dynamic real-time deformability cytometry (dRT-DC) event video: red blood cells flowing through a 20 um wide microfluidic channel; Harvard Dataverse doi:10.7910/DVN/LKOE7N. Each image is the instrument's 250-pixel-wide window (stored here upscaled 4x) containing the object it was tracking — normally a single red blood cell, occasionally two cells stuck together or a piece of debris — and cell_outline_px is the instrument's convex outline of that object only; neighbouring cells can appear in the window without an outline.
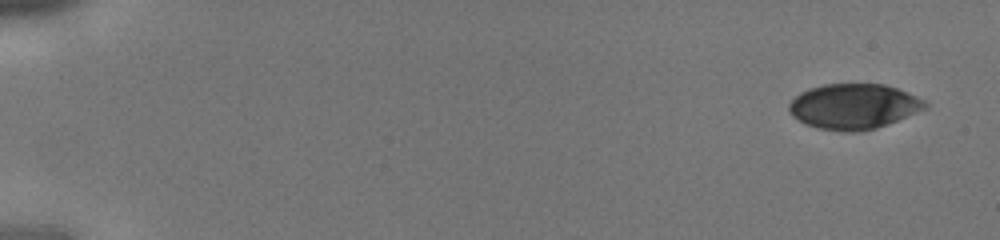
{"species": "human", "species_latin": "Homo sapiens", "temperature_condition": "cold", "stored_images_in_passage": 10, "camera_frame_rate_fps": 3000, "um_per_image_px": 0.085, "donor": {"sex": "male"}, "frame": {"image": 1, "passage_image": 1, "time_ms": 0.0, "image_size_px": [1000, 240], "cell_outline_px": [[928, 108], [876, 128], [860, 132], [840, 132], [816, 128], [804, 124], [792, 116], [788, 108], [788, 104], [800, 92], [808, 88], [824, 84], [884, 84], [896, 88], [928, 100]], "centroid_in_image_um": [72.56, 9.05], "position_along_channel_um": 12.4, "area_um2": 36.3}}
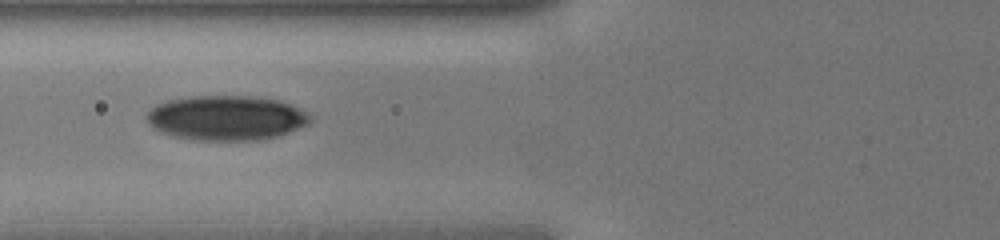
{"frame": {"image": 2, "passage_image": 7, "time_ms": 2.0, "image_size_px": [1000, 240], "cell_outline_px": [[312, 120], [308, 124], [288, 132], [276, 136], [260, 140], [192, 140], [172, 136], [160, 132], [152, 128], [148, 124], [144, 116], [156, 104], [168, 100], [188, 96], [256, 96], [280, 100], [292, 104], [308, 112], [312, 116]], "centroid_in_image_um": [19.22, 10.01], "position_along_channel_um": 106.6, "area_um2": 43.23}}
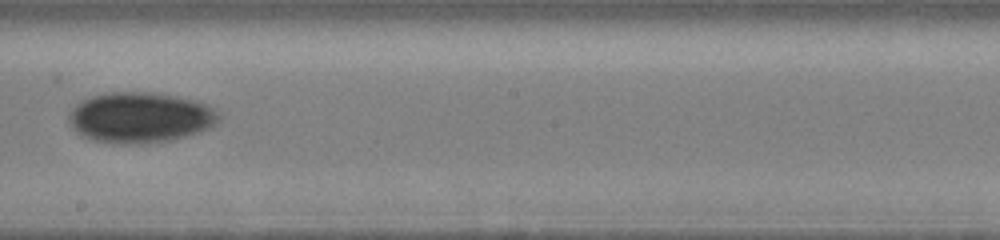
{"frame": {"image": 3, "passage_image": 10, "time_ms": 3.0, "image_size_px": [1000, 240], "cell_outline_px": [[220, 120], [216, 124], [200, 132], [172, 140], [148, 144], [116, 144], [92, 140], [80, 136], [72, 128], [68, 120], [68, 112], [80, 100], [92, 96], [108, 92], [152, 92], [196, 100], [208, 104], [220, 116]], "centroid_in_image_um": [11.88, 10.0], "position_along_channel_um": 236.3, "area_um2": 44.85}}